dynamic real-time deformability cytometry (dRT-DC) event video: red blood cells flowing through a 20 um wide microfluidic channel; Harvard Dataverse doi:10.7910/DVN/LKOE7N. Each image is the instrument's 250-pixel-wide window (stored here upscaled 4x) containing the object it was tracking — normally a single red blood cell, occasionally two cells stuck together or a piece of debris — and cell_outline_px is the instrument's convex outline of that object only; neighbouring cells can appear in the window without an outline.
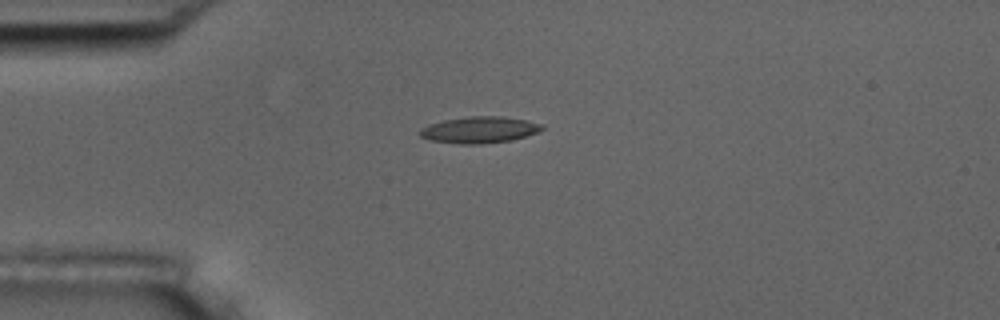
{"species": "common noctule bat (a hibernating species)", "species_latin": "Nyctalus noctula", "temperature_condition": "room temperature", "stored_images_in_passage": 8, "camera_frame_rate_fps": 3000, "um_per_image_px": 0.085, "animal": {"sex": "male", "body_mass_g": 17.5, "forearm_length_mm": 52.3}, "frame": {"image": 1, "passage_image": 1, "time_ms": 0.0, "image_size_px": [1000, 320], "cell_outline_px": [[544, 128], [540, 132], [512, 140], [480, 144], [460, 144], [432, 140], [420, 136], [420, 128], [428, 124], [444, 120], [468, 116], [504, 116], [544, 124]], "centroid_in_image_um": [40.78, 11.03], "position_along_channel_um": 44.2, "area_um2": 18.9}}
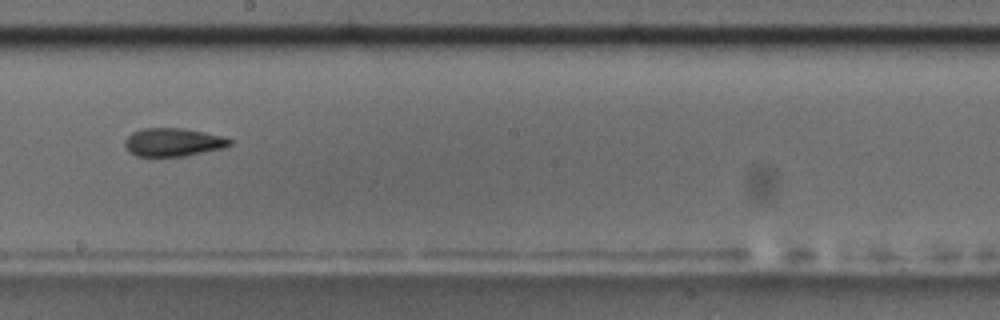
{"frame": {"image": 2, "passage_image": 6, "time_ms": 5.667, "image_size_px": [1000, 320], "cell_outline_px": [[232, 144], [224, 148], [184, 156], [136, 156], [128, 152], [124, 148], [124, 140], [132, 132], [140, 128], [184, 128], [204, 132], [220, 136], [232, 140]], "centroid_in_image_um": [14.66, 12.09], "position_along_channel_um": 233.5, "area_um2": 17.4}}
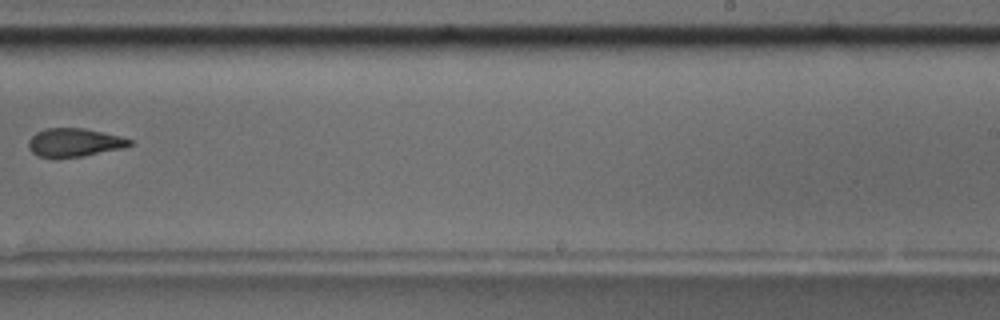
{"frame": {"image": 3, "passage_image": 7, "time_ms": 7.0, "image_size_px": [1000, 320], "cell_outline_px": [[132, 144], [124, 148], [80, 156], [40, 156], [32, 152], [28, 148], [28, 140], [36, 132], [44, 128], [84, 128], [104, 132], [120, 136], [132, 140]], "centroid_in_image_um": [6.33, 12.08], "position_along_channel_um": 282.7, "area_um2": 16.47}}